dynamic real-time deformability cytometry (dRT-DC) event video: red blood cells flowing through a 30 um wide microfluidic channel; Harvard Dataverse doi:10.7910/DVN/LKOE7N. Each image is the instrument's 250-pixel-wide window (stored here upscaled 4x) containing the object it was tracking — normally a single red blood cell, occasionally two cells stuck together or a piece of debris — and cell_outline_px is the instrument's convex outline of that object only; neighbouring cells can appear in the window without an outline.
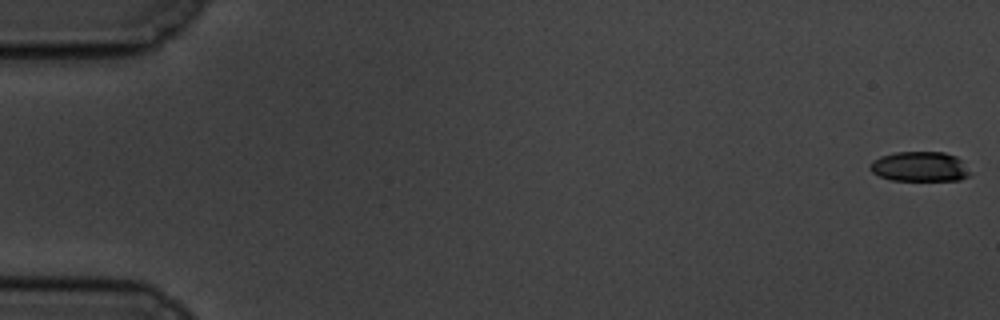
{"species": "common noctule bat (a hibernating species)", "species_latin": "Nyctalus noctula", "temperature_condition": "cold", "stored_images_in_passage": 59, "camera_frame_rate_fps": 3000, "um_per_image_px": 0.085, "animal": {"sex": "male", "body_mass_g": 19.5, "forearm_length_mm": 54.6}, "frame": {"image": 1, "passage_image": 1, "time_ms": 0.0, "image_size_px": [1000, 320], "cell_outline_px": [[972, 172], [968, 176], [960, 180], [888, 180], [872, 172], [868, 168], [872, 160], [880, 156], [896, 152], [944, 152], [956, 156]], "centroid_in_image_um": [78.16, 14.16], "position_along_channel_um": 6.8, "area_um2": 17.51}}
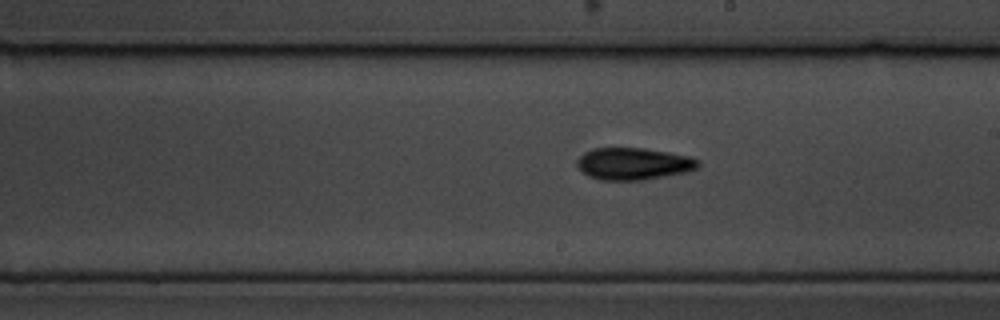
{"frame": {"image": 2, "passage_image": 34, "time_ms": 11.0, "image_size_px": [1000, 320], "cell_outline_px": [[700, 164], [696, 168], [684, 172], [640, 180], [600, 180], [588, 176], [576, 164], [576, 160], [584, 152], [592, 148], [644, 148], [668, 152], [688, 156], [700, 160]], "centroid_in_image_um": [53.81, 13.91], "position_along_channel_um": 235.2, "area_um2": 22.43}}
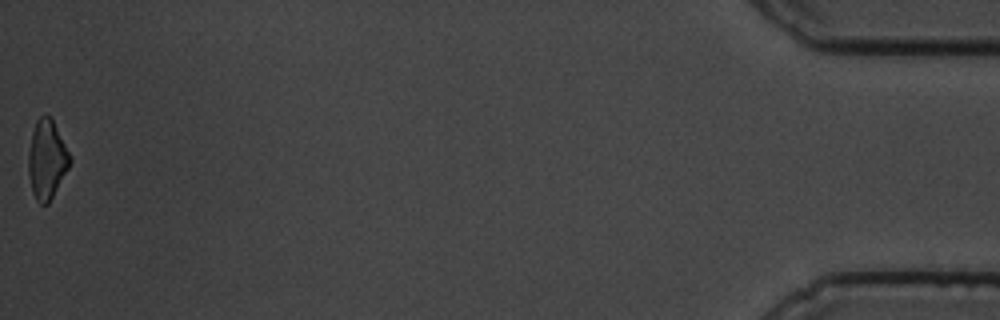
{"frame": {"image": 3, "passage_image": 59, "time_ms": 19.333, "image_size_px": [1000, 320], "cell_outline_px": [[72, 160], [68, 168], [48, 204], [40, 204], [36, 200], [32, 192], [28, 172], [28, 156], [32, 132], [36, 120], [40, 116], [48, 116], [52, 120], [72, 156]], "centroid_in_image_um": [3.98, 13.57], "position_along_channel_um": 431.2, "area_um2": 18.9}, "authors_computed_cell_mechanics": {"area_um2": 20.9814, "velocity_mm_per_s": 3.4675, "shape_relaxation_time_tau1_ms": 5.2329, "shape_relaxation_time_tau2_ms": 6.2229, "deformation_change_tau1": 0.1506, "deformation_change_tau2": 0.1512}}